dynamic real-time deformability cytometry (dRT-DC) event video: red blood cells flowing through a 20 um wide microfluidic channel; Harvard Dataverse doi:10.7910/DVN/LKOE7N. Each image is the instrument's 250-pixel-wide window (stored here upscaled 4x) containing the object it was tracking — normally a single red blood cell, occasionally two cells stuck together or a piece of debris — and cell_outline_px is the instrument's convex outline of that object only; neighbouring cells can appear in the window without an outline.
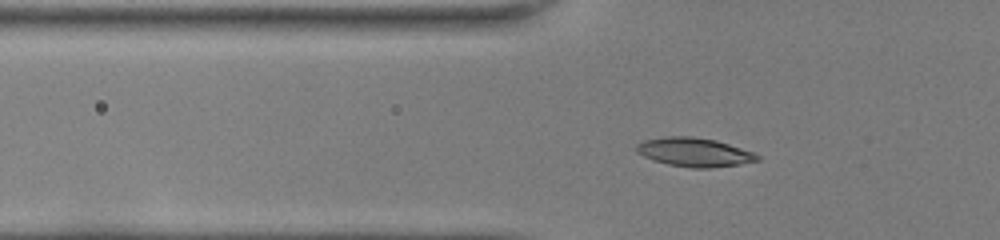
{"species": "common noctule bat (a hibernating species)", "species_latin": "Nyctalus noctula", "temperature_condition": "room temperature", "stored_images_in_passage": 38, "camera_frame_rate_fps": 3000, "um_per_image_px": 0.085, "animal": {"sex": "female", "body_mass_g": 22.0, "forearm_length_mm": 56.7}, "frame": {"image": 1, "passage_image": 5, "time_ms": 1.333, "image_size_px": [1000, 240], "cell_outline_px": [[760, 160], [740, 164], [712, 168], [692, 168], [668, 164], [644, 156], [636, 152], [636, 144], [644, 140], [668, 136], [692, 136], [716, 140], [752, 152], [760, 156]], "centroid_in_image_um": [59.02, 12.93], "position_along_channel_um": 66.8, "area_um2": 20.17}}
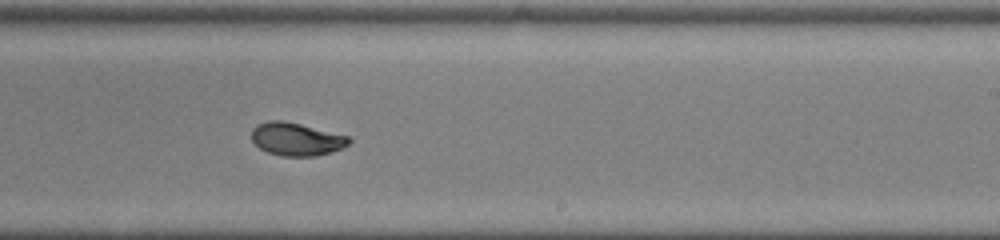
{"frame": {"image": 2, "passage_image": 20, "time_ms": 6.333, "image_size_px": [1000, 240], "cell_outline_px": [[352, 140], [348, 144], [332, 152], [316, 156], [280, 156], [268, 152], [260, 148], [252, 140], [252, 128], [256, 124], [268, 120], [284, 120], [348, 136]], "centroid_in_image_um": [25.16, 11.82], "position_along_channel_um": 263.8, "area_um2": 18.67}}
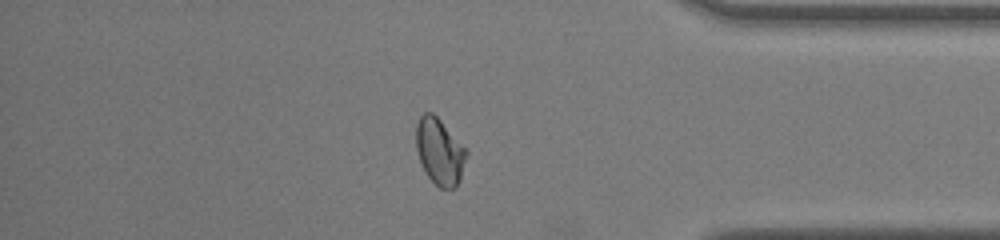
{"frame": {"image": 3, "passage_image": 31, "time_ms": 10.0, "image_size_px": [1000, 240], "cell_outline_px": [[468, 156], [460, 180], [456, 188], [440, 188], [424, 172], [416, 148], [416, 124], [420, 116], [424, 112], [432, 112], [468, 148]], "centroid_in_image_um": [37.4, 12.87], "position_along_channel_um": 397.8, "area_um2": 19.77}, "authors_computed_cell_mechanics": {"area_um2": 18.9873, "velocity_mm_per_s": 4.0526, "shape_relaxation_time_tau1_ms": 5.4043, "shape_relaxation_time_tau2_ms": 0.8479, "deformation_change_tau1": 0.1917, "deformation_change_tau2": 0.0354}}